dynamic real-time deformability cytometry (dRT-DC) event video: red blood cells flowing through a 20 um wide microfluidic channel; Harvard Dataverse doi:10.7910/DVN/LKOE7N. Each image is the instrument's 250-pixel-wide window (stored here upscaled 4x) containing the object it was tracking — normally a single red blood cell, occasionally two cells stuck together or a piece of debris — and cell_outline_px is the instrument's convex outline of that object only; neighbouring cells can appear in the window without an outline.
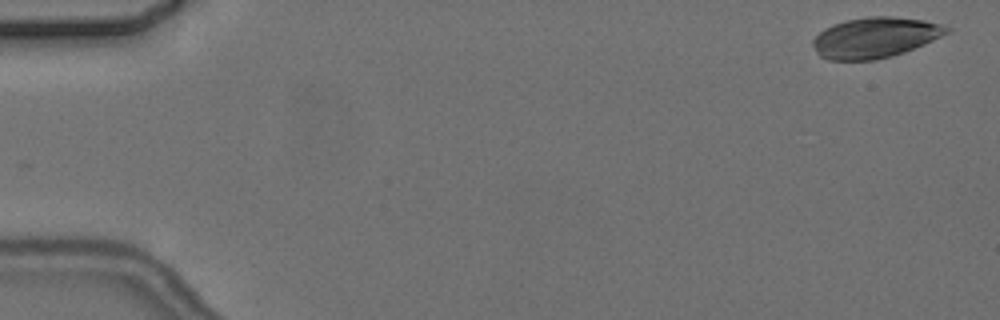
{"species": "common noctule bat (a hibernating species)", "species_latin": "Nyctalus noctula", "temperature_condition": "cold", "stored_images_in_passage": 6, "camera_frame_rate_fps": 3000, "um_per_image_px": 0.085, "animal": {"sex": "female", "body_mass_g": 24.6, "forearm_length_mm": 56.2}, "frame": {"image": 1, "passage_image": 1, "time_ms": 0.0, "image_size_px": [1000, 320], "cell_outline_px": [[952, 32], [924, 44], [904, 52], [892, 56], [876, 60], [828, 60], [820, 56], [816, 52], [812, 44], [812, 40], [824, 28], [832, 24], [844, 20], [868, 16], [892, 16], [924, 20], [944, 24], [952, 28]], "centroid_in_image_um": [74.4, 3.18], "position_along_channel_um": 10.6, "area_um2": 32.02}}